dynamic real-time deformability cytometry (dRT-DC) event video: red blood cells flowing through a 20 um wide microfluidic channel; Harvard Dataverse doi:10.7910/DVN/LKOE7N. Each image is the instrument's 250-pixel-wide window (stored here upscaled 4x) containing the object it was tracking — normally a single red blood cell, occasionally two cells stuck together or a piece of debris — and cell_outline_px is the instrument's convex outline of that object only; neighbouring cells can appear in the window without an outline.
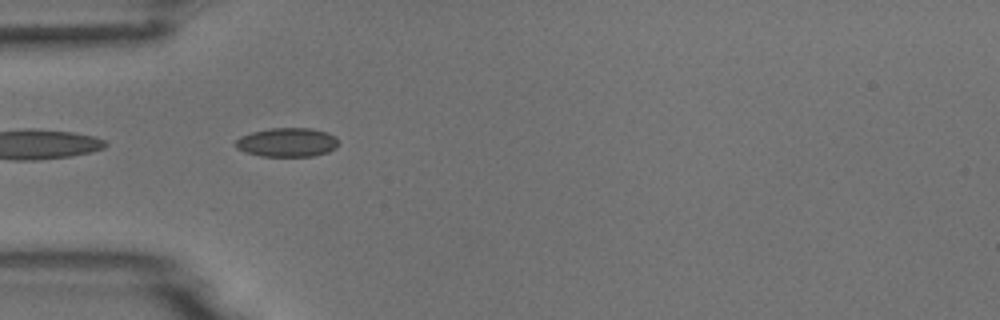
{"species": "common noctule bat (a hibernating species)", "species_latin": "Nyctalus noctula", "temperature_condition": "room temperature", "stored_images_in_passage": 4, "camera_frame_rate_fps": 3000, "um_per_image_px": 0.085, "animal": {"sex": "male", "body_mass_g": 18.8}, "frame": {"image": 1, "passage_image": 4, "time_ms": 3.667, "image_size_px": [1000, 320], "cell_outline_px": [[336, 148], [328, 152], [312, 156], [260, 156], [244, 152], [236, 148], [232, 144], [240, 136], [252, 132], [272, 128], [312, 128], [328, 132], [336, 136]], "centroid_in_image_um": [24.37, 12.1], "position_along_channel_um": 60.6, "area_um2": 17.51}}